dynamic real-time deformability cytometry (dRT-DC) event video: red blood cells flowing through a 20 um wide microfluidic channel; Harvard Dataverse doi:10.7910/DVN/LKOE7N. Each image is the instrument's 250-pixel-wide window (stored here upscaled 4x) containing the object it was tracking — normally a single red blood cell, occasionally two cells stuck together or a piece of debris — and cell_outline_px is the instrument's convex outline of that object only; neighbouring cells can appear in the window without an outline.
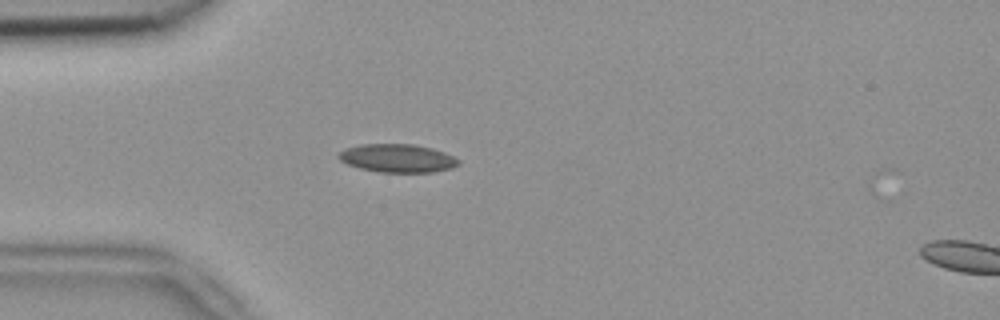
{"species": "common noctule bat (a hibernating species)", "species_latin": "Nyctalus noctula", "temperature_condition": "room temperature", "stored_images_in_passage": 6, "segment_of_instrument_passage": [1, 2], "camera_frame_rate_fps": 3000, "um_per_image_px": 0.085, "animal": {"sex": "female", "body_mass_g": 18.4}, "frame": {"image": 1, "passage_image": 5, "time_ms": 1.333, "image_size_px": [1000, 320], "cell_outline_px": [[460, 164], [452, 168], [432, 172], [380, 172], [360, 168], [348, 164], [340, 160], [336, 156], [344, 148], [360, 144], [416, 144], [432, 148], [444, 152], [460, 160]], "centroid_in_image_um": [33.78, 13.44], "position_along_channel_um": 51.2, "area_um2": 19.83}}